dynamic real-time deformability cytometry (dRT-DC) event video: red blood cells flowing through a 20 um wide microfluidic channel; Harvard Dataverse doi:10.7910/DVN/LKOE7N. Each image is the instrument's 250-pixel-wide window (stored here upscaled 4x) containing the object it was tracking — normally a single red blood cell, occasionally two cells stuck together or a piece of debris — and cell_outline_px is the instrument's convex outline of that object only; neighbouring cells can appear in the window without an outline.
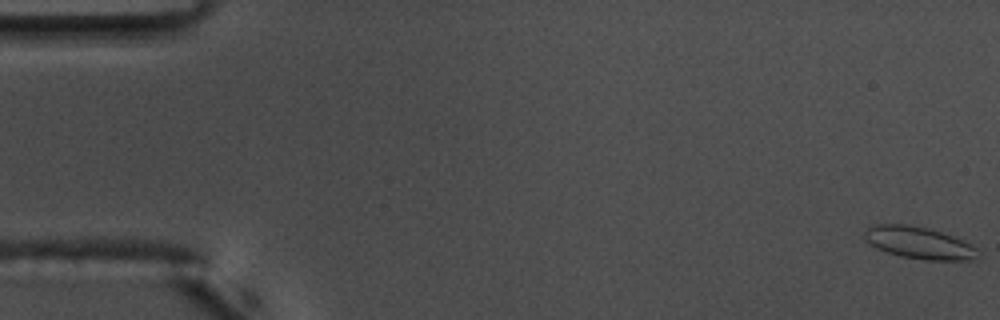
{"species": "common noctule bat (a hibernating species)", "species_latin": "Nyctalus noctula", "temperature_condition": "warm", "stored_images_in_passage": 13, "camera_frame_rate_fps": 3000, "um_per_image_px": 0.085, "animal": {"sex": "male", "body_mass_g": 17.5, "forearm_length_mm": 52.3}, "frame": {"image": 1, "passage_image": 1, "time_ms": 0.0, "image_size_px": [1000, 320], "cell_outline_px": [[976, 248], [972, 260], [928, 260], [900, 256], [876, 248], [864, 240], [864, 232], [868, 228], [876, 224], [904, 224], [928, 228], [964, 240]], "centroid_in_image_um": [78.05, 20.63], "position_along_channel_um": 7.0, "area_um2": 20.81}}